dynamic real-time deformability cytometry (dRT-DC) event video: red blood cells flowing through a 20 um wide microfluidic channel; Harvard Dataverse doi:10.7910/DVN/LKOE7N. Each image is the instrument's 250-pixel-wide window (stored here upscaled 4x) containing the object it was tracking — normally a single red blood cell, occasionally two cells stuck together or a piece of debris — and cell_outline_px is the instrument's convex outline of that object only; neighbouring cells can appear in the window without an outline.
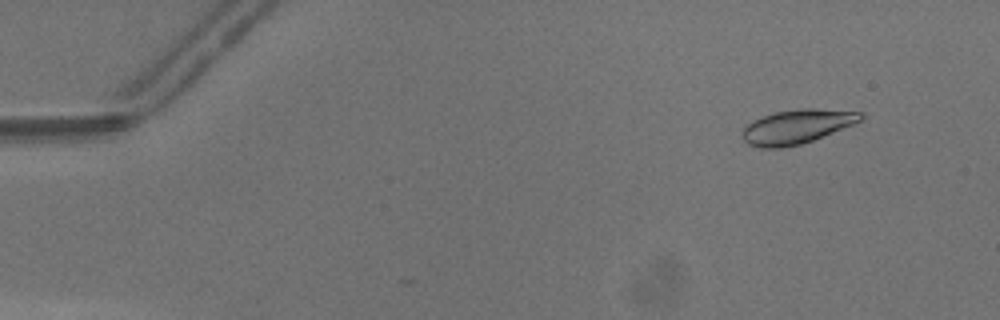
{"species": "common noctule bat (a hibernating species)", "species_latin": "Nyctalus noctula", "temperature_condition": "warm", "stored_images_in_passage": 49, "camera_frame_rate_fps": 3000, "um_per_image_px": 0.085, "animal": {"sex": "male", "body_mass_g": 13.3}, "frame": {"image": 1, "passage_image": 5, "time_ms": 1.333, "image_size_px": [1000, 320], "cell_outline_px": [[864, 116], [860, 120], [852, 124], [812, 140], [800, 144], [780, 148], [760, 148], [748, 144], [740, 136], [744, 128], [752, 120], [776, 112], [800, 108], [816, 108], [864, 112]], "centroid_in_image_um": [67.7, 10.76], "position_along_channel_um": 17.3, "area_um2": 23.35}}
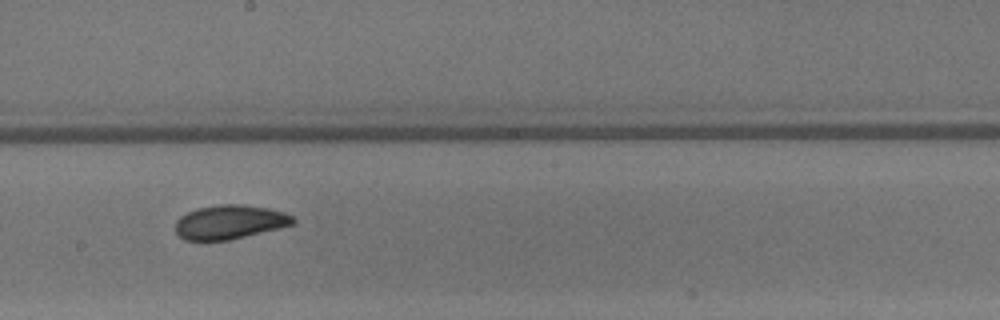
{"frame": {"image": 2, "passage_image": 28, "time_ms": 9.0, "image_size_px": [1000, 320], "cell_outline_px": [[296, 224], [228, 240], [184, 240], [176, 232], [176, 220], [180, 216], [196, 208], [220, 204], [240, 204], [268, 208], [284, 212], [292, 216], [296, 220]], "centroid_in_image_um": [19.53, 18.86], "position_along_channel_um": 228.7, "area_um2": 23.29}}
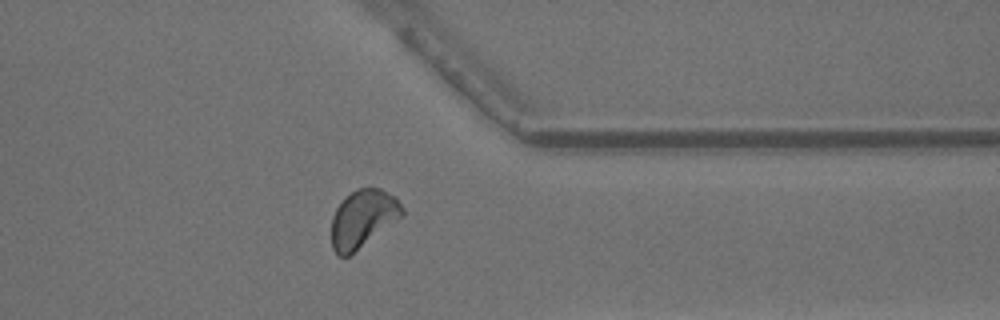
{"frame": {"image": 3, "passage_image": 39, "time_ms": 12.667, "image_size_px": [1000, 320], "cell_outline_px": [[404, 216], [348, 256], [336, 256], [332, 248], [332, 216], [336, 208], [352, 192], [360, 188], [380, 188], [396, 196], [404, 208]], "centroid_in_image_um": [30.88, 18.59], "position_along_channel_um": 380.5, "area_um2": 23.7}, "authors_computed_cell_mechanics": {"area_um2": 23.3512, "velocity_mm_per_s": 4.3247, "shape_relaxation_time_tau1_ms": 2.2786, "shape_relaxation_time_tau2_ms": 2.0036, "deformation_change_tau1": 0.1131, "deformation_change_tau2": 0.0706}}